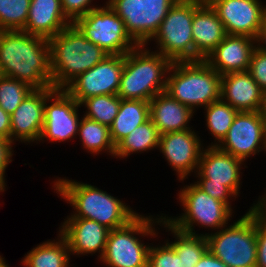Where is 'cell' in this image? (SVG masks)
Returning a JSON list of instances; mask_svg holds the SVG:
<instances>
[{"instance_id": "obj_12", "label": "cell", "mask_w": 266, "mask_h": 267, "mask_svg": "<svg viewBox=\"0 0 266 267\" xmlns=\"http://www.w3.org/2000/svg\"><path fill=\"white\" fill-rule=\"evenodd\" d=\"M178 0H106L138 45H146Z\"/></svg>"}, {"instance_id": "obj_33", "label": "cell", "mask_w": 266, "mask_h": 267, "mask_svg": "<svg viewBox=\"0 0 266 267\" xmlns=\"http://www.w3.org/2000/svg\"><path fill=\"white\" fill-rule=\"evenodd\" d=\"M32 90L24 82L0 75V107L11 115Z\"/></svg>"}, {"instance_id": "obj_35", "label": "cell", "mask_w": 266, "mask_h": 267, "mask_svg": "<svg viewBox=\"0 0 266 267\" xmlns=\"http://www.w3.org/2000/svg\"><path fill=\"white\" fill-rule=\"evenodd\" d=\"M248 72L263 91L266 90V54L255 48L250 58Z\"/></svg>"}, {"instance_id": "obj_9", "label": "cell", "mask_w": 266, "mask_h": 267, "mask_svg": "<svg viewBox=\"0 0 266 267\" xmlns=\"http://www.w3.org/2000/svg\"><path fill=\"white\" fill-rule=\"evenodd\" d=\"M234 221L206 235L208 250L228 267H256V214L248 208Z\"/></svg>"}, {"instance_id": "obj_39", "label": "cell", "mask_w": 266, "mask_h": 267, "mask_svg": "<svg viewBox=\"0 0 266 267\" xmlns=\"http://www.w3.org/2000/svg\"><path fill=\"white\" fill-rule=\"evenodd\" d=\"M195 267H228L220 259L207 250Z\"/></svg>"}, {"instance_id": "obj_6", "label": "cell", "mask_w": 266, "mask_h": 267, "mask_svg": "<svg viewBox=\"0 0 266 267\" xmlns=\"http://www.w3.org/2000/svg\"><path fill=\"white\" fill-rule=\"evenodd\" d=\"M165 91L196 112L220 99L221 75L205 60L172 62Z\"/></svg>"}, {"instance_id": "obj_10", "label": "cell", "mask_w": 266, "mask_h": 267, "mask_svg": "<svg viewBox=\"0 0 266 267\" xmlns=\"http://www.w3.org/2000/svg\"><path fill=\"white\" fill-rule=\"evenodd\" d=\"M193 0H178L168 11L146 46L155 42L154 50L171 62L194 61L192 37Z\"/></svg>"}, {"instance_id": "obj_21", "label": "cell", "mask_w": 266, "mask_h": 267, "mask_svg": "<svg viewBox=\"0 0 266 267\" xmlns=\"http://www.w3.org/2000/svg\"><path fill=\"white\" fill-rule=\"evenodd\" d=\"M255 39L248 36L226 35L205 61L220 75L248 71L255 49Z\"/></svg>"}, {"instance_id": "obj_31", "label": "cell", "mask_w": 266, "mask_h": 267, "mask_svg": "<svg viewBox=\"0 0 266 267\" xmlns=\"http://www.w3.org/2000/svg\"><path fill=\"white\" fill-rule=\"evenodd\" d=\"M119 106L120 97L117 94L93 96L80 103V107L86 109L82 116L109 127L116 118Z\"/></svg>"}, {"instance_id": "obj_36", "label": "cell", "mask_w": 266, "mask_h": 267, "mask_svg": "<svg viewBox=\"0 0 266 267\" xmlns=\"http://www.w3.org/2000/svg\"><path fill=\"white\" fill-rule=\"evenodd\" d=\"M94 0H61V6L66 17L73 23L80 16L99 7Z\"/></svg>"}, {"instance_id": "obj_2", "label": "cell", "mask_w": 266, "mask_h": 267, "mask_svg": "<svg viewBox=\"0 0 266 267\" xmlns=\"http://www.w3.org/2000/svg\"><path fill=\"white\" fill-rule=\"evenodd\" d=\"M53 180L54 193L72 207L67 217L95 220L113 230L127 225L139 214L122 199L89 183L57 176Z\"/></svg>"}, {"instance_id": "obj_7", "label": "cell", "mask_w": 266, "mask_h": 267, "mask_svg": "<svg viewBox=\"0 0 266 267\" xmlns=\"http://www.w3.org/2000/svg\"><path fill=\"white\" fill-rule=\"evenodd\" d=\"M183 186L179 188L177 200L183 212L179 216H168L163 213L164 218L176 229L193 234L207 235L218 231L227 225L233 218L234 212L222 201L212 198L195 183L184 186V180H180ZM208 229L210 232H197L196 227ZM211 229V230H210Z\"/></svg>"}, {"instance_id": "obj_14", "label": "cell", "mask_w": 266, "mask_h": 267, "mask_svg": "<svg viewBox=\"0 0 266 267\" xmlns=\"http://www.w3.org/2000/svg\"><path fill=\"white\" fill-rule=\"evenodd\" d=\"M246 163L248 158L266 154V122L258 111H240L226 137L217 146Z\"/></svg>"}, {"instance_id": "obj_4", "label": "cell", "mask_w": 266, "mask_h": 267, "mask_svg": "<svg viewBox=\"0 0 266 267\" xmlns=\"http://www.w3.org/2000/svg\"><path fill=\"white\" fill-rule=\"evenodd\" d=\"M138 45L124 55V69L117 95L121 99L150 101L166 90L167 74L172 62L153 51V47Z\"/></svg>"}, {"instance_id": "obj_20", "label": "cell", "mask_w": 266, "mask_h": 267, "mask_svg": "<svg viewBox=\"0 0 266 267\" xmlns=\"http://www.w3.org/2000/svg\"><path fill=\"white\" fill-rule=\"evenodd\" d=\"M223 23L206 0H193L194 61L205 60L226 36Z\"/></svg>"}, {"instance_id": "obj_16", "label": "cell", "mask_w": 266, "mask_h": 267, "mask_svg": "<svg viewBox=\"0 0 266 267\" xmlns=\"http://www.w3.org/2000/svg\"><path fill=\"white\" fill-rule=\"evenodd\" d=\"M124 69V55H108L91 69L78 75L64 89L80 104L98 95L117 94Z\"/></svg>"}, {"instance_id": "obj_17", "label": "cell", "mask_w": 266, "mask_h": 267, "mask_svg": "<svg viewBox=\"0 0 266 267\" xmlns=\"http://www.w3.org/2000/svg\"><path fill=\"white\" fill-rule=\"evenodd\" d=\"M223 23L227 35L256 38L266 17L261 0H206Z\"/></svg>"}, {"instance_id": "obj_44", "label": "cell", "mask_w": 266, "mask_h": 267, "mask_svg": "<svg viewBox=\"0 0 266 267\" xmlns=\"http://www.w3.org/2000/svg\"><path fill=\"white\" fill-rule=\"evenodd\" d=\"M6 262L7 260H5V257L0 254V267H10V265Z\"/></svg>"}, {"instance_id": "obj_41", "label": "cell", "mask_w": 266, "mask_h": 267, "mask_svg": "<svg viewBox=\"0 0 266 267\" xmlns=\"http://www.w3.org/2000/svg\"><path fill=\"white\" fill-rule=\"evenodd\" d=\"M262 195L258 196L257 201L255 200L250 209H252L255 214L264 222H266V189Z\"/></svg>"}, {"instance_id": "obj_8", "label": "cell", "mask_w": 266, "mask_h": 267, "mask_svg": "<svg viewBox=\"0 0 266 267\" xmlns=\"http://www.w3.org/2000/svg\"><path fill=\"white\" fill-rule=\"evenodd\" d=\"M246 167L244 161L217 146H205L194 174L197 180L193 182L212 198L224 202L235 214V206L231 204L240 197L242 170Z\"/></svg>"}, {"instance_id": "obj_11", "label": "cell", "mask_w": 266, "mask_h": 267, "mask_svg": "<svg viewBox=\"0 0 266 267\" xmlns=\"http://www.w3.org/2000/svg\"><path fill=\"white\" fill-rule=\"evenodd\" d=\"M73 24L87 40L109 55H125L138 46L126 31L123 20L106 2L80 16Z\"/></svg>"}, {"instance_id": "obj_32", "label": "cell", "mask_w": 266, "mask_h": 267, "mask_svg": "<svg viewBox=\"0 0 266 267\" xmlns=\"http://www.w3.org/2000/svg\"><path fill=\"white\" fill-rule=\"evenodd\" d=\"M31 0H0V31L25 28Z\"/></svg>"}, {"instance_id": "obj_40", "label": "cell", "mask_w": 266, "mask_h": 267, "mask_svg": "<svg viewBox=\"0 0 266 267\" xmlns=\"http://www.w3.org/2000/svg\"><path fill=\"white\" fill-rule=\"evenodd\" d=\"M11 115L0 107V137L10 140Z\"/></svg>"}, {"instance_id": "obj_42", "label": "cell", "mask_w": 266, "mask_h": 267, "mask_svg": "<svg viewBox=\"0 0 266 267\" xmlns=\"http://www.w3.org/2000/svg\"><path fill=\"white\" fill-rule=\"evenodd\" d=\"M255 47L266 54V17L255 38Z\"/></svg>"}, {"instance_id": "obj_29", "label": "cell", "mask_w": 266, "mask_h": 267, "mask_svg": "<svg viewBox=\"0 0 266 267\" xmlns=\"http://www.w3.org/2000/svg\"><path fill=\"white\" fill-rule=\"evenodd\" d=\"M81 142L82 149L93 157L99 154H107L114 158L115 145L110 136L109 126L81 116L77 138Z\"/></svg>"}, {"instance_id": "obj_27", "label": "cell", "mask_w": 266, "mask_h": 267, "mask_svg": "<svg viewBox=\"0 0 266 267\" xmlns=\"http://www.w3.org/2000/svg\"><path fill=\"white\" fill-rule=\"evenodd\" d=\"M159 227L161 230L170 232L168 235H173L175 238L170 242V239H165L175 250L180 257V262L183 267H195L201 257L208 250V242L205 235H193L176 229L164 217L160 221Z\"/></svg>"}, {"instance_id": "obj_26", "label": "cell", "mask_w": 266, "mask_h": 267, "mask_svg": "<svg viewBox=\"0 0 266 267\" xmlns=\"http://www.w3.org/2000/svg\"><path fill=\"white\" fill-rule=\"evenodd\" d=\"M149 118V101L120 98L118 113L109 127L114 145Z\"/></svg>"}, {"instance_id": "obj_18", "label": "cell", "mask_w": 266, "mask_h": 267, "mask_svg": "<svg viewBox=\"0 0 266 267\" xmlns=\"http://www.w3.org/2000/svg\"><path fill=\"white\" fill-rule=\"evenodd\" d=\"M58 232L66 239L72 258L97 255L102 258L110 229L95 220L65 217ZM96 253V254H95ZM88 254V255H87Z\"/></svg>"}, {"instance_id": "obj_25", "label": "cell", "mask_w": 266, "mask_h": 267, "mask_svg": "<svg viewBox=\"0 0 266 267\" xmlns=\"http://www.w3.org/2000/svg\"><path fill=\"white\" fill-rule=\"evenodd\" d=\"M56 237L37 244L27 254L25 253L21 259V265L23 267H76L71 263V253L66 239L60 233Z\"/></svg>"}, {"instance_id": "obj_30", "label": "cell", "mask_w": 266, "mask_h": 267, "mask_svg": "<svg viewBox=\"0 0 266 267\" xmlns=\"http://www.w3.org/2000/svg\"><path fill=\"white\" fill-rule=\"evenodd\" d=\"M206 129L214 139L204 146H218L226 137L235 116L239 112L221 98L203 108Z\"/></svg>"}, {"instance_id": "obj_37", "label": "cell", "mask_w": 266, "mask_h": 267, "mask_svg": "<svg viewBox=\"0 0 266 267\" xmlns=\"http://www.w3.org/2000/svg\"><path fill=\"white\" fill-rule=\"evenodd\" d=\"M15 144L8 139L0 140V190L2 192L6 191L7 184H6V169L12 161L14 155V146Z\"/></svg>"}, {"instance_id": "obj_28", "label": "cell", "mask_w": 266, "mask_h": 267, "mask_svg": "<svg viewBox=\"0 0 266 267\" xmlns=\"http://www.w3.org/2000/svg\"><path fill=\"white\" fill-rule=\"evenodd\" d=\"M159 137L157 127L149 118L115 146L114 158L126 160L132 154L141 155L144 152L158 150Z\"/></svg>"}, {"instance_id": "obj_3", "label": "cell", "mask_w": 266, "mask_h": 267, "mask_svg": "<svg viewBox=\"0 0 266 267\" xmlns=\"http://www.w3.org/2000/svg\"><path fill=\"white\" fill-rule=\"evenodd\" d=\"M52 87L64 89L78 75L86 72L109 54L87 40L72 23L49 39Z\"/></svg>"}, {"instance_id": "obj_34", "label": "cell", "mask_w": 266, "mask_h": 267, "mask_svg": "<svg viewBox=\"0 0 266 267\" xmlns=\"http://www.w3.org/2000/svg\"><path fill=\"white\" fill-rule=\"evenodd\" d=\"M153 243L149 248L147 267H183L180 257L166 240L157 245Z\"/></svg>"}, {"instance_id": "obj_38", "label": "cell", "mask_w": 266, "mask_h": 267, "mask_svg": "<svg viewBox=\"0 0 266 267\" xmlns=\"http://www.w3.org/2000/svg\"><path fill=\"white\" fill-rule=\"evenodd\" d=\"M256 267H266V222L256 215Z\"/></svg>"}, {"instance_id": "obj_22", "label": "cell", "mask_w": 266, "mask_h": 267, "mask_svg": "<svg viewBox=\"0 0 266 267\" xmlns=\"http://www.w3.org/2000/svg\"><path fill=\"white\" fill-rule=\"evenodd\" d=\"M263 90L248 71L221 75V99L240 111H259Z\"/></svg>"}, {"instance_id": "obj_13", "label": "cell", "mask_w": 266, "mask_h": 267, "mask_svg": "<svg viewBox=\"0 0 266 267\" xmlns=\"http://www.w3.org/2000/svg\"><path fill=\"white\" fill-rule=\"evenodd\" d=\"M80 104L65 90L55 89L45 100L44 124L37 144L77 139L81 121Z\"/></svg>"}, {"instance_id": "obj_15", "label": "cell", "mask_w": 266, "mask_h": 267, "mask_svg": "<svg viewBox=\"0 0 266 267\" xmlns=\"http://www.w3.org/2000/svg\"><path fill=\"white\" fill-rule=\"evenodd\" d=\"M194 128L168 132L159 137L158 150L168 166L177 175L178 182L186 180L198 170L200 157L205 146L204 140Z\"/></svg>"}, {"instance_id": "obj_43", "label": "cell", "mask_w": 266, "mask_h": 267, "mask_svg": "<svg viewBox=\"0 0 266 267\" xmlns=\"http://www.w3.org/2000/svg\"><path fill=\"white\" fill-rule=\"evenodd\" d=\"M259 114L260 116L265 120L266 122V90L263 91L262 99H261V105L259 108Z\"/></svg>"}, {"instance_id": "obj_1", "label": "cell", "mask_w": 266, "mask_h": 267, "mask_svg": "<svg viewBox=\"0 0 266 267\" xmlns=\"http://www.w3.org/2000/svg\"><path fill=\"white\" fill-rule=\"evenodd\" d=\"M0 74L33 89L52 87L49 39L23 30L0 31Z\"/></svg>"}, {"instance_id": "obj_5", "label": "cell", "mask_w": 266, "mask_h": 267, "mask_svg": "<svg viewBox=\"0 0 266 267\" xmlns=\"http://www.w3.org/2000/svg\"><path fill=\"white\" fill-rule=\"evenodd\" d=\"M145 215L139 212L127 225L110 230L104 254L99 260L103 266L147 267L151 243H144V239L146 237L153 240L158 236L160 238L158 225L164 215L163 213L157 214L156 217L155 214Z\"/></svg>"}, {"instance_id": "obj_23", "label": "cell", "mask_w": 266, "mask_h": 267, "mask_svg": "<svg viewBox=\"0 0 266 267\" xmlns=\"http://www.w3.org/2000/svg\"><path fill=\"white\" fill-rule=\"evenodd\" d=\"M195 112L174 99L166 91L160 92L149 101V116L159 134L192 129L190 121Z\"/></svg>"}, {"instance_id": "obj_24", "label": "cell", "mask_w": 266, "mask_h": 267, "mask_svg": "<svg viewBox=\"0 0 266 267\" xmlns=\"http://www.w3.org/2000/svg\"><path fill=\"white\" fill-rule=\"evenodd\" d=\"M71 24L63 12L61 0H31L23 31L51 39Z\"/></svg>"}, {"instance_id": "obj_19", "label": "cell", "mask_w": 266, "mask_h": 267, "mask_svg": "<svg viewBox=\"0 0 266 267\" xmlns=\"http://www.w3.org/2000/svg\"><path fill=\"white\" fill-rule=\"evenodd\" d=\"M55 88L33 89L11 114L10 140L25 145L38 143L44 124L46 98Z\"/></svg>"}]
</instances>
